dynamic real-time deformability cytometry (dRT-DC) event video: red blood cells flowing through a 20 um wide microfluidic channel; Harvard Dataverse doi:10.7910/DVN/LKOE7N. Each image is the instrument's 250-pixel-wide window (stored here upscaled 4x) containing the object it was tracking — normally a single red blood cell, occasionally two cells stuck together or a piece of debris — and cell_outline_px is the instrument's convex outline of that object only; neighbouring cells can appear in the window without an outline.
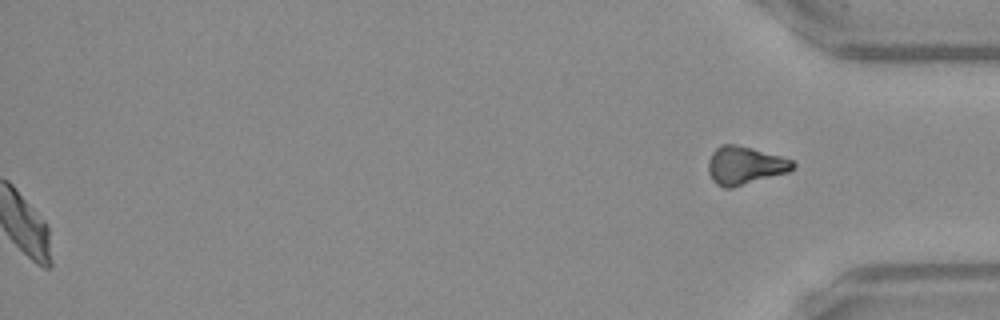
{"species": "Egyptian fruit bat (a non-hibernating species)", "species_latin": "Rousettus aegyptiacus", "temperature_condition": "warm", "stored_images_in_passage": 46, "segment_of_instrument_passage": [2, 2], "camera_frame_rate_fps": 3000, "um_per_image_px": 0.085, "frame": {"image": 1, "passage_image": 46, "time_ms": 15.0, "image_size_px": [1000, 320], "cell_outline_px": [[796, 164], [788, 172], [732, 188], [724, 188], [716, 184], [712, 180], [708, 172], [708, 160], [712, 152], [720, 144], [736, 144], [752, 148], [780, 156], [792, 160]], "centroid_in_image_um": [63.27, 14.06], "position_along_channel_um": 371.9, "area_um2": 18.79}}